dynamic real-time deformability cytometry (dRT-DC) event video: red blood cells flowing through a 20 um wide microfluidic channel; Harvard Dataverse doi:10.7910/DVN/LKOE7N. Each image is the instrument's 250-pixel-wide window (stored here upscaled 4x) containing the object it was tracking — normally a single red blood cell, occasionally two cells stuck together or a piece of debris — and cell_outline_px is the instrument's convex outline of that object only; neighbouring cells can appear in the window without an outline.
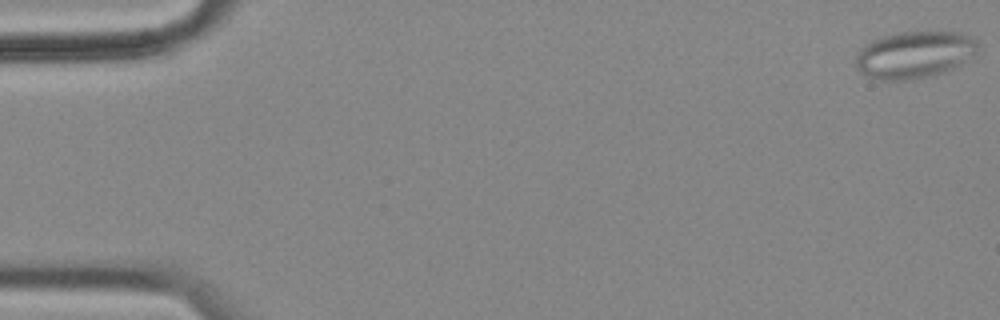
{"species": "common noctule bat (a hibernating species)", "species_latin": "Nyctalus noctula", "temperature_condition": "cold", "stored_images_in_passage": 56, "camera_frame_rate_fps": 3000, "um_per_image_px": 0.085, "animal": {"sex": "female", "body_mass_g": 18.4}, "frame": {"image": 1, "passage_image": 1, "time_ms": 0.0, "image_size_px": [1000, 320], "cell_outline_px": [[976, 48], [972, 52], [952, 68], [944, 72], [932, 76], [912, 80], [880, 80], [868, 76], [860, 72], [856, 68], [856, 56], [860, 48], [864, 44], [872, 40], [896, 32], [960, 32], [976, 40]], "centroid_in_image_um": [77.62, 4.65], "position_along_channel_um": 7.4, "area_um2": 32.95}}
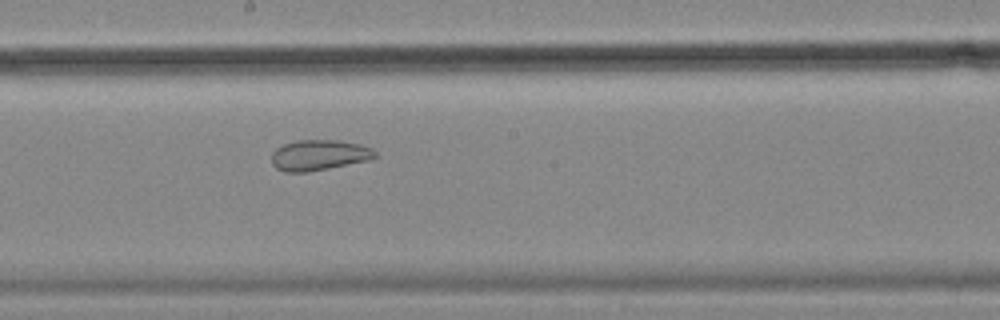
{"frame": {"image": 2, "passage_image": 31, "time_ms": 10.0, "image_size_px": [1000, 320], "cell_outline_px": [[376, 156], [372, 160], [308, 172], [284, 172], [276, 168], [272, 164], [272, 152], [276, 148], [284, 144], [296, 140], [340, 140], [360, 144], [372, 148], [376, 152]], "centroid_in_image_um": [27.13, 13.18], "position_along_channel_um": 221.1, "area_um2": 18.67}}
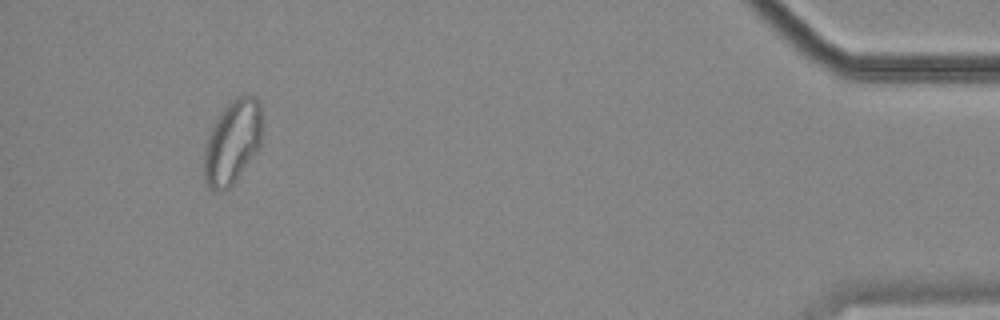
{"frame": {"image": 3, "passage_image": 53, "time_ms": 17.333, "image_size_px": [1000, 320], "cell_outline_px": [[260, 144], [256, 152], [232, 184], [228, 188], [216, 192], [208, 188], [204, 180], [204, 148], [208, 136], [216, 120], [224, 108], [232, 100], [240, 96], [252, 96], [260, 100]], "centroid_in_image_um": [19.72, 12.11], "position_along_channel_um": 415.5, "area_um2": 27.8}, "authors_computed_cell_mechanics": {"area_um2": 25.721, "velocity_mm_per_s": 3.5637, "shape_relaxation_time_tau1_ms": null, "shape_relaxation_time_tau2_ms": 1.5102, "deformation_change_tau1": null, "deformation_change_tau2": 0.0755}}